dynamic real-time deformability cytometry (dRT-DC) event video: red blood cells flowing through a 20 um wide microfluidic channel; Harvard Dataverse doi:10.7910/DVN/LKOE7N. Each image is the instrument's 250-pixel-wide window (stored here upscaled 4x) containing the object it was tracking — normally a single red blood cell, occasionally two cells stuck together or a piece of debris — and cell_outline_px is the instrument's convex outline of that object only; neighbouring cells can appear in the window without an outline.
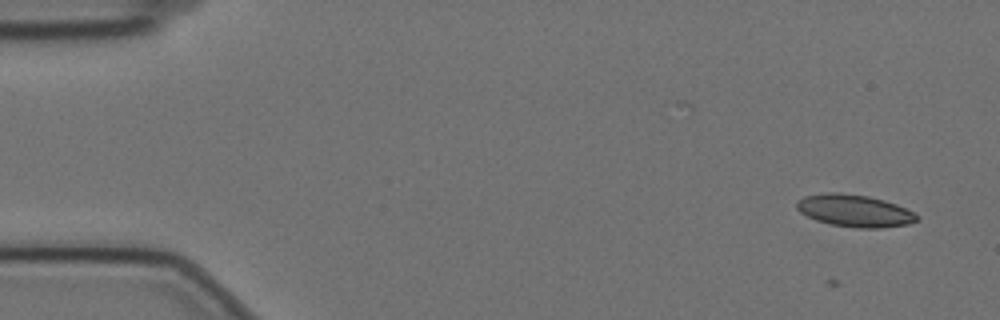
{"species": "Egyptian fruit bat (a non-hibernating species)", "species_latin": "Rousettus aegyptiacus", "temperature_condition": "cold", "stored_images_in_passage": 50, "camera_frame_rate_fps": 3000, "um_per_image_px": 0.085, "animal": {"sex": "female"}, "frame": {"image": 1, "passage_image": 3, "time_ms": 0.667, "image_size_px": [1000, 320], "cell_outline_px": [[920, 216], [916, 220], [908, 224], [880, 228], [856, 228], [832, 224], [816, 220], [800, 212], [796, 208], [796, 200], [804, 196], [824, 192], [840, 192], [868, 196], [884, 200], [896, 204]], "centroid_in_image_um": [72.6, 17.9], "position_along_channel_um": 12.4, "area_um2": 22.54}}
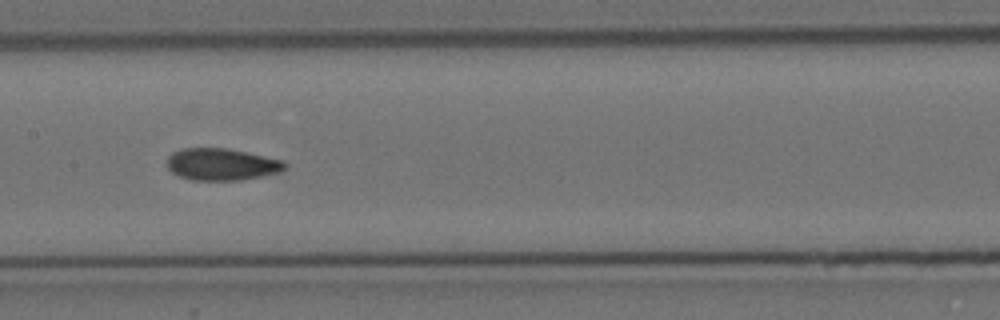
{"frame": {"image": 2, "passage_image": 28, "time_ms": 9.0, "image_size_px": [1000, 320], "cell_outline_px": [[288, 164], [280, 172], [240, 180], [192, 180], [180, 176], [172, 172], [168, 168], [168, 156], [172, 152], [184, 148], [228, 148], [284, 160]], "centroid_in_image_um": [18.85, 13.96], "position_along_channel_um": 188.5, "area_um2": 21.91}}
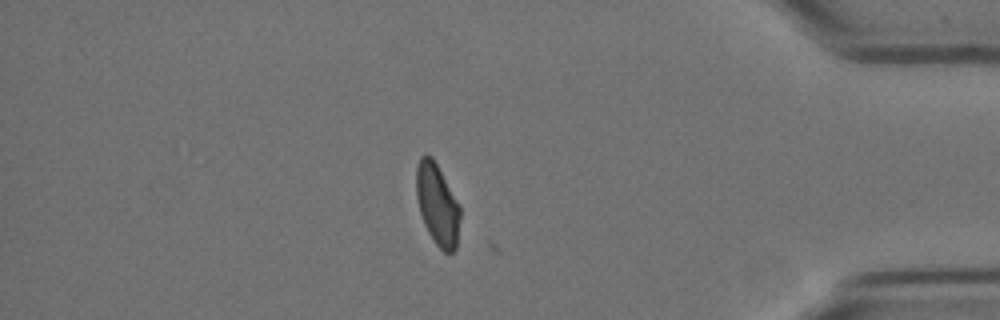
{"frame": {"image": 3, "passage_image": 49, "time_ms": 16.0, "image_size_px": [1000, 320], "cell_outline_px": [[460, 216], [456, 248], [452, 252], [444, 252], [436, 244], [428, 232], [424, 224], [420, 212], [416, 196], [416, 168], [420, 156], [432, 156], [460, 208]], "centroid_in_image_um": [37.15, 17.4], "position_along_channel_um": 398.0, "area_um2": 20.35}}